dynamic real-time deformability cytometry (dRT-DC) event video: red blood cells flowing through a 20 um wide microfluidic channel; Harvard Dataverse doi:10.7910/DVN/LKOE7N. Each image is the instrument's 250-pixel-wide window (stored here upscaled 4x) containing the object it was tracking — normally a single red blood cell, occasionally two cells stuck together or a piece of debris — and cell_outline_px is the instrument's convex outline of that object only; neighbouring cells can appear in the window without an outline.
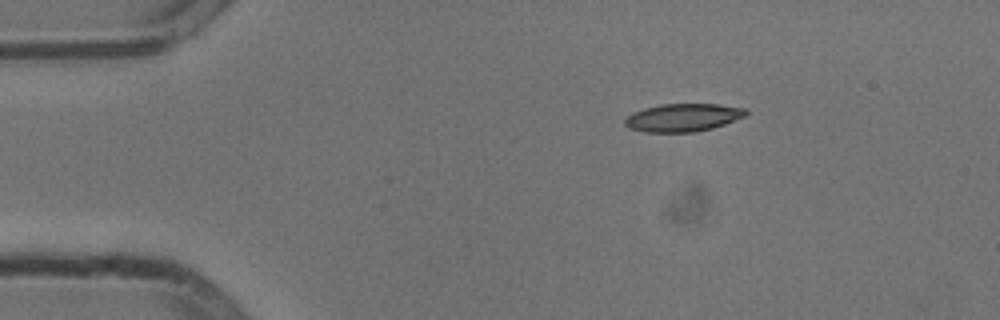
{"species": "common noctule bat (a hibernating species)", "species_latin": "Nyctalus noctula", "temperature_condition": "cold", "stored_images_in_passage": 46, "camera_frame_rate_fps": 3000, "um_per_image_px": 0.085, "animal": {"sex": "male", "body_mass_g": 13.3}, "frame": {"image": 1, "passage_image": 1, "time_ms": 0.0, "image_size_px": [1000, 320], "cell_outline_px": [[748, 112], [744, 116], [724, 124], [712, 128], [696, 132], [644, 132], [628, 128], [624, 124], [624, 116], [632, 112], [644, 108], [660, 104], [720, 104], [744, 108]], "centroid_in_image_um": [57.98, 9.99], "position_along_channel_um": 27.0, "area_um2": 19.83}}
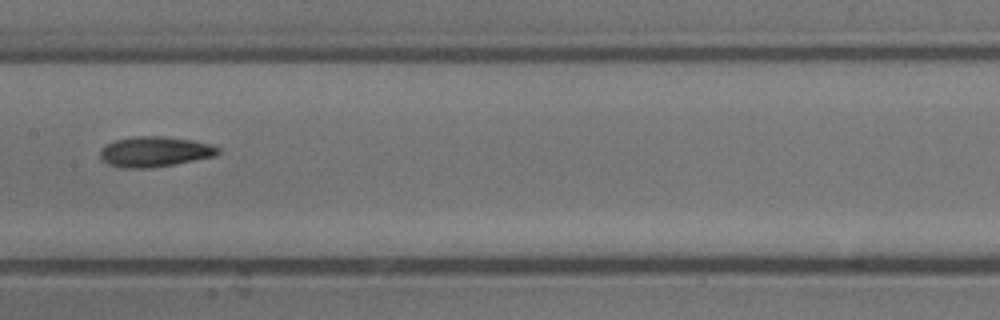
{"frame": {"image": 2, "passage_image": 19, "time_ms": 6.0, "image_size_px": [1000, 320], "cell_outline_px": [[220, 152], [216, 156], [172, 164], [148, 168], [124, 168], [108, 164], [100, 156], [100, 152], [108, 144], [116, 140], [136, 136], [164, 136], [192, 140], [212, 144], [220, 148]], "centroid_in_image_um": [13.2, 12.89], "position_along_channel_um": 194.2, "area_um2": 20.58}}
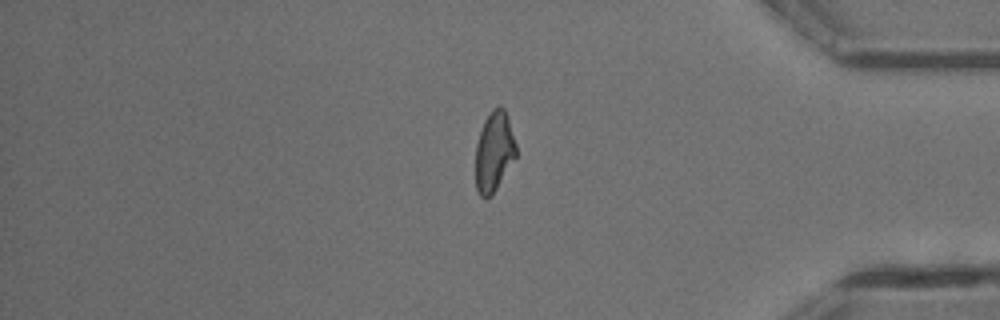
{"frame": {"image": 3, "passage_image": 37, "time_ms": 12.0, "image_size_px": [1000, 320], "cell_outline_px": [[516, 156], [492, 196], [484, 200], [480, 196], [476, 188], [476, 144], [484, 120], [492, 108], [500, 104], [504, 108], [516, 144]], "centroid_in_image_um": [41.98, 12.9], "position_along_channel_um": 393.2, "area_um2": 18.9}, "authors_computed_cell_mechanics": {"area_um2": 20.0277, "velocity_mm_per_s": 3.7961, "shape_relaxation_time_tau1_ms": 6.2773, "shape_relaxation_time_tau2_ms": 4.9124, "deformation_change_tau1": 0.1954, "deformation_change_tau2": 0.1267}}